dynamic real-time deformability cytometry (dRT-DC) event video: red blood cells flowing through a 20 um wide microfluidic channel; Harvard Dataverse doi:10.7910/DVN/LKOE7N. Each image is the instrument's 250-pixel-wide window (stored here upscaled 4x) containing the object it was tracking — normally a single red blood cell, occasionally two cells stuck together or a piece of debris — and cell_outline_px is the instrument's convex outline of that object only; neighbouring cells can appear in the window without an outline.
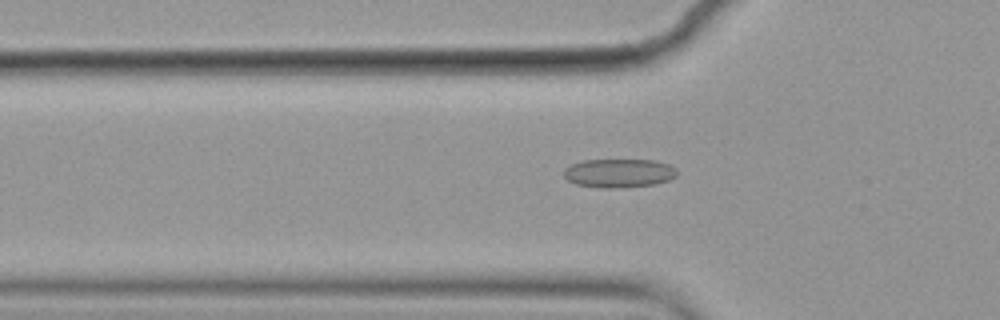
{"species": "common noctule bat (a hibernating species)", "species_latin": "Nyctalus noctula", "temperature_condition": "cold", "stored_images_in_passage": 46, "camera_frame_rate_fps": 3000, "um_per_image_px": 0.085, "animal": {"sex": "female", "body_mass_g": 19.9}, "frame": {"image": 1, "passage_image": 8, "time_ms": 2.333, "image_size_px": [1000, 320], "cell_outline_px": [[676, 176], [668, 180], [652, 184], [612, 188], [600, 188], [576, 184], [568, 180], [564, 176], [564, 168], [572, 164], [584, 160], [656, 160], [668, 164], [676, 168]], "centroid_in_image_um": [52.59, 14.7], "position_along_channel_um": 73.2, "area_um2": 18.79}}
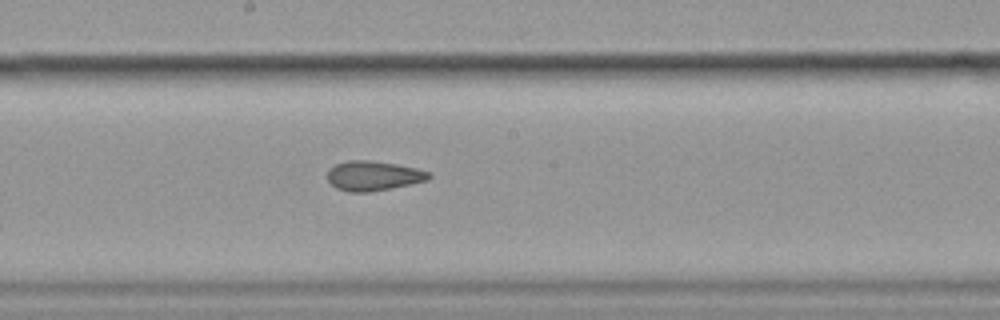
{"frame": {"image": 2, "passage_image": 20, "time_ms": 6.333, "image_size_px": [1000, 320], "cell_outline_px": [[432, 176], [428, 180], [368, 192], [348, 192], [336, 188], [328, 180], [328, 168], [336, 164], [348, 160], [368, 160], [396, 164], [416, 168], [428, 172]], "centroid_in_image_um": [31.7, 14.93], "position_along_channel_um": 216.5, "area_um2": 17.34}}
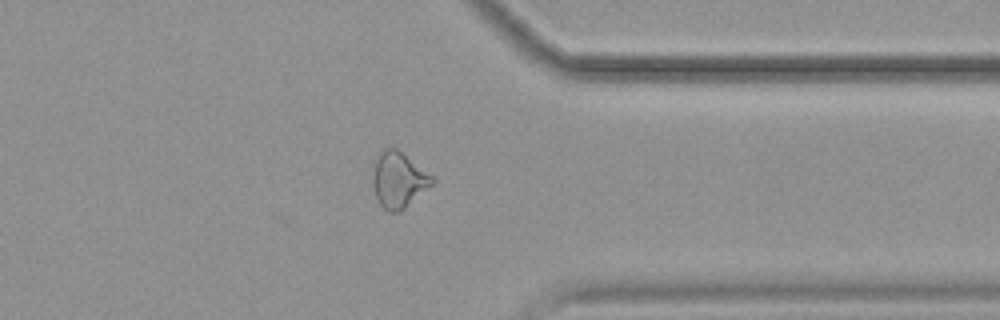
{"frame": {"image": 3, "passage_image": 34, "time_ms": 11.0, "image_size_px": [1000, 320], "cell_outline_px": [[436, 180], [432, 184], [400, 212], [388, 212], [380, 204], [376, 196], [372, 184], [372, 176], [376, 160], [380, 152], [384, 148], [396, 148], [436, 176]], "centroid_in_image_um": [33.9, 15.28], "position_along_channel_um": 377.5, "area_um2": 19.36}, "authors_computed_cell_mechanics": {"area_um2": 18.6405, "velocity_mm_per_s": 3.57, "shape_relaxation_time_tau1_ms": null, "shape_relaxation_time_tau2_ms": 2.8647, "deformation_change_tau1": null, "deformation_change_tau2": 0.0955}}